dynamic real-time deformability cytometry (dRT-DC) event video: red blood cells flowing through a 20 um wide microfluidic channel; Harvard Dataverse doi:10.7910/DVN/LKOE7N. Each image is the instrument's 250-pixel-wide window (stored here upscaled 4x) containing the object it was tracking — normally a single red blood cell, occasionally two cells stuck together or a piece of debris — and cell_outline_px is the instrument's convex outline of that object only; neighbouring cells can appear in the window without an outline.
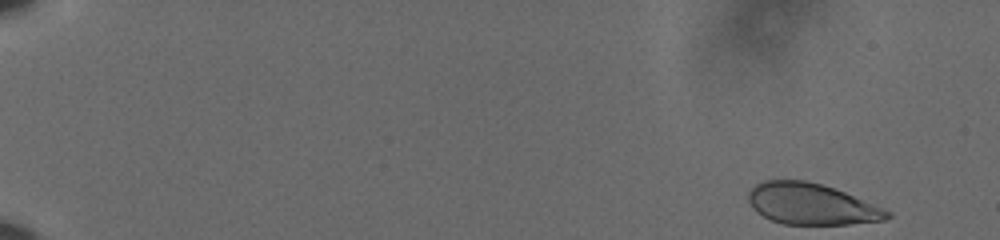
{"species": "human", "species_latin": "Homo sapiens", "temperature_condition": "cold", "stored_images_in_passage": 56, "camera_frame_rate_fps": 3000, "um_per_image_px": 0.085, "donor": {"sex": "male"}, "frame": {"image": 1, "passage_image": 1, "time_ms": 0.0, "image_size_px": [1000, 240], "cell_outline_px": [[892, 216], [884, 220], [848, 224], [784, 224], [772, 220], [756, 212], [752, 208], [748, 200], [748, 192], [756, 184], [764, 180], [804, 180], [820, 184], [844, 192], [892, 212]], "centroid_in_image_um": [68.94, 17.34], "position_along_channel_um": 16.1, "area_um2": 33.0}}
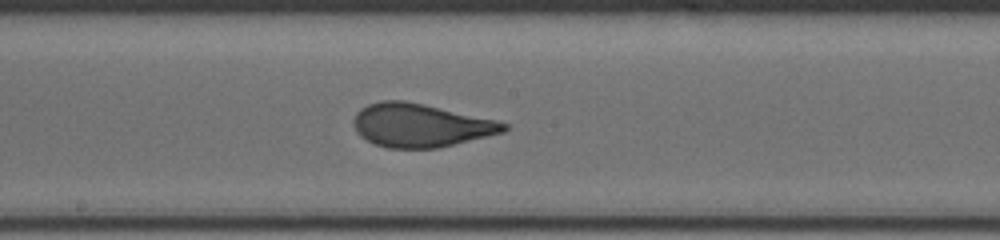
{"frame": {"image": 2, "passage_image": 32, "time_ms": 10.333, "image_size_px": [1000, 240], "cell_outline_px": [[508, 128], [504, 132], [440, 148], [388, 148], [376, 144], [360, 136], [356, 132], [352, 124], [352, 120], [356, 112], [360, 108], [368, 104], [380, 100], [404, 100], [424, 104], [496, 120], [508, 124]], "centroid_in_image_um": [35.71, 10.65], "position_along_channel_um": 212.5, "area_um2": 38.09}}
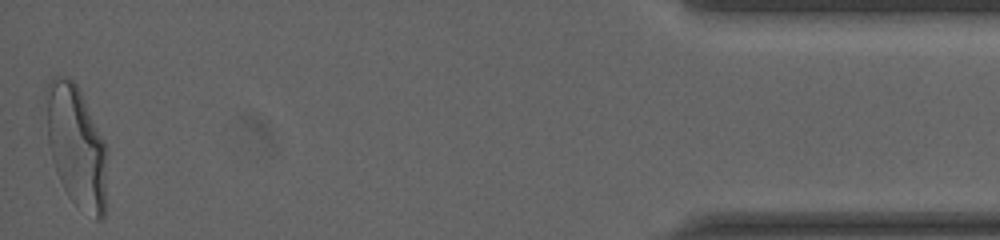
{"frame": {"image": 3, "passage_image": 56, "time_ms": 18.333, "image_size_px": [1000, 240], "cell_outline_px": [[108, 156], [104, 216], [100, 220], [96, 220], [76, 208], [68, 196], [60, 180], [52, 160], [48, 144], [44, 92], [52, 76], [68, 76], [76, 84], [104, 140]], "centroid_in_image_um": [6.48, 12.46], "position_along_channel_um": 428.7, "area_um2": 43.93}, "authors_computed_cell_mechanics": {"area_um2": 37.4833, "velocity_mm_per_s": 3.6028, "shape_relaxation_time_tau1_ms": 4.5232, "shape_relaxation_time_tau2_ms": null, "deformation_change_tau1": 0.1761, "deformation_change_tau2": null}}